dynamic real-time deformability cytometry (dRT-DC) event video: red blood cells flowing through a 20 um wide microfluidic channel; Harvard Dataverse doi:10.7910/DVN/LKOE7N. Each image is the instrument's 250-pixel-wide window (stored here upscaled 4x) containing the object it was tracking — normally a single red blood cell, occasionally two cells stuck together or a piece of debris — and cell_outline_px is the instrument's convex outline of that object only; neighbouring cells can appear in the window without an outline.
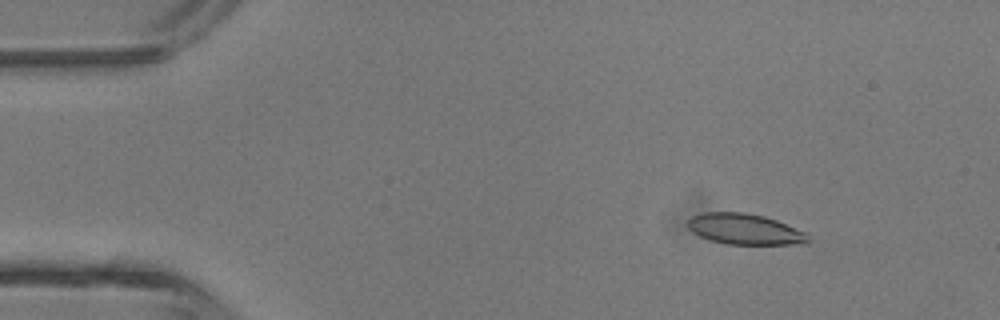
{"species": "common noctule bat (a hibernating species)", "species_latin": "Nyctalus noctula", "temperature_condition": "room temperature", "stored_images_in_passage": 3, "camera_frame_rate_fps": 3000, "um_per_image_px": 0.085, "animal": {"sex": "male", "body_mass_g": 13.3}, "frame": {"image": 1, "passage_image": 1, "time_ms": 0.0, "image_size_px": [1000, 320], "cell_outline_px": [[812, 240], [808, 244], [728, 244], [712, 240], [700, 236], [692, 232], [688, 228], [688, 220], [692, 216], [704, 212], [744, 212], [764, 216], [776, 220], [808, 232]], "centroid_in_image_um": [63.38, 19.48], "position_along_channel_um": 21.6, "area_um2": 21.79}}
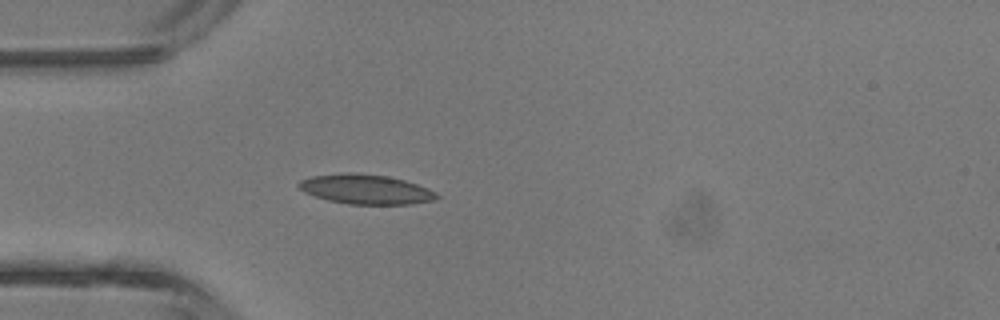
{"frame": {"image": 2, "passage_image": 3, "time_ms": 2.333, "image_size_px": [1000, 320], "cell_outline_px": [[440, 196], [436, 200], [412, 204], [348, 204], [328, 200], [304, 192], [296, 184], [300, 180], [312, 176], [340, 172], [352, 172], [388, 176], [404, 180], [428, 188], [436, 192]], "centroid_in_image_um": [31.1, 16.08], "position_along_channel_um": 53.9, "area_um2": 23.99}}